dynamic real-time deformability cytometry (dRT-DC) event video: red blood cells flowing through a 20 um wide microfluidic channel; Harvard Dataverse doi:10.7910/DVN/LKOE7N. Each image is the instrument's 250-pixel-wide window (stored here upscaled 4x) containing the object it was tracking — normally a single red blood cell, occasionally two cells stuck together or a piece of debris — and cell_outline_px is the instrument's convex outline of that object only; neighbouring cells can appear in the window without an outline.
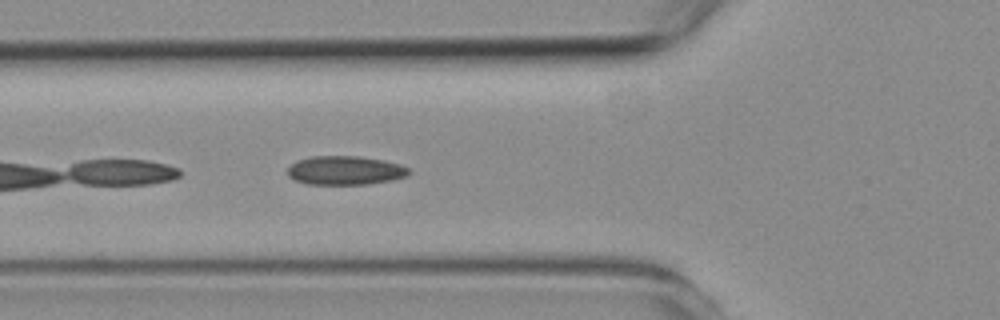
{"species": "common noctule bat (a hibernating species)", "species_latin": "Nyctalus noctula", "temperature_condition": "room temperature", "stored_images_in_passage": 5, "camera_frame_rate_fps": 3000, "um_per_image_px": 0.085, "animal": {"sex": "female", "body_mass_g": 19.3, "forearm_length_mm": 54.1}, "frame": {"image": 1, "passage_image": 5, "time_ms": 4.667, "image_size_px": [1000, 320], "cell_outline_px": [[412, 172], [408, 176], [392, 180], [368, 184], [308, 184], [296, 180], [288, 176], [288, 168], [296, 160], [312, 156], [360, 156], [384, 160], [400, 164], [408, 168]], "centroid_in_image_um": [29.37, 14.48], "position_along_channel_um": 96.4, "area_um2": 20.52}}